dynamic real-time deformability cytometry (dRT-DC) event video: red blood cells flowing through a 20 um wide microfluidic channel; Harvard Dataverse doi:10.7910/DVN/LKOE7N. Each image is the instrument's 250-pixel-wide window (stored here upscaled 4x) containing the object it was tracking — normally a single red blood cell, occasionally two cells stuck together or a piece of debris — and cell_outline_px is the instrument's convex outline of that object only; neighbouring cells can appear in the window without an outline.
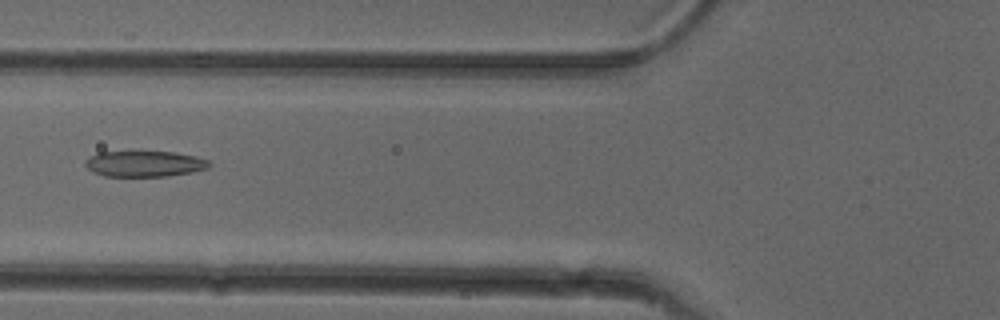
{"species": "common noctule bat (a hibernating species)", "species_latin": "Nyctalus noctula", "temperature_condition": "cold", "stored_images_in_passage": 21, "camera_frame_rate_fps": 3000, "um_per_image_px": 0.085, "animal": {"sex": "female"}, "frame": {"image": 1, "passage_image": 4, "time_ms": 1.0, "image_size_px": [1000, 320], "cell_outline_px": [[212, 164], [208, 168], [192, 172], [168, 176], [104, 176], [92, 172], [84, 164], [84, 160], [88, 156], [100, 152], [136, 148], [176, 152], [196, 156], [208, 160]], "centroid_in_image_um": [12.24, 13.86], "position_along_channel_um": 113.6, "area_um2": 19.88}}
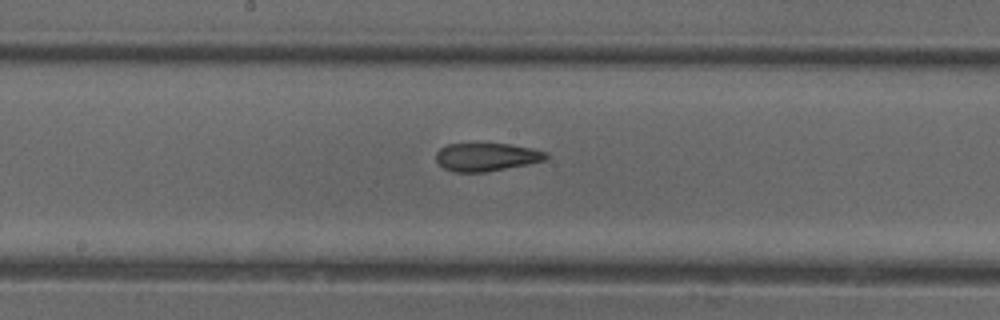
{"frame": {"image": 2, "passage_image": 11, "time_ms": 3.333, "image_size_px": [1000, 320], "cell_outline_px": [[548, 156], [544, 160], [528, 164], [484, 172], [456, 172], [444, 168], [436, 160], [436, 152], [440, 148], [448, 144], [508, 144], [532, 148], [548, 152]], "centroid_in_image_um": [41.35, 13.34], "position_along_channel_um": 206.8, "area_um2": 17.86}}
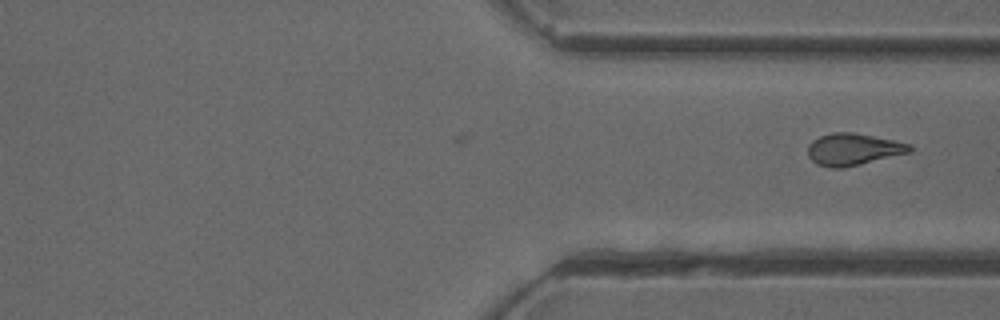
{"frame": {"image": 3, "passage_image": 21, "time_ms": 6.667, "image_size_px": [1000, 320], "cell_outline_px": [[912, 152], [844, 168], [828, 168], [816, 164], [808, 156], [808, 144], [812, 140], [820, 136], [832, 132], [852, 132], [912, 144]], "centroid_in_image_um": [72.51, 12.7], "position_along_channel_um": 338.9, "area_um2": 19.07}}